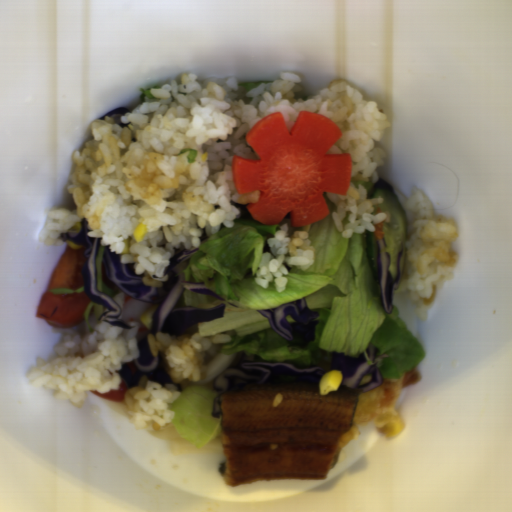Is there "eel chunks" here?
<instances>
[{
    "instance_id": "obj_1",
    "label": "eel chunks",
    "mask_w": 512,
    "mask_h": 512,
    "mask_svg": "<svg viewBox=\"0 0 512 512\" xmlns=\"http://www.w3.org/2000/svg\"><path fill=\"white\" fill-rule=\"evenodd\" d=\"M281 393L277 407L271 403ZM338 386L258 385L220 397L225 486L259 480H326L338 445L352 429L357 405Z\"/></svg>"
}]
</instances>
